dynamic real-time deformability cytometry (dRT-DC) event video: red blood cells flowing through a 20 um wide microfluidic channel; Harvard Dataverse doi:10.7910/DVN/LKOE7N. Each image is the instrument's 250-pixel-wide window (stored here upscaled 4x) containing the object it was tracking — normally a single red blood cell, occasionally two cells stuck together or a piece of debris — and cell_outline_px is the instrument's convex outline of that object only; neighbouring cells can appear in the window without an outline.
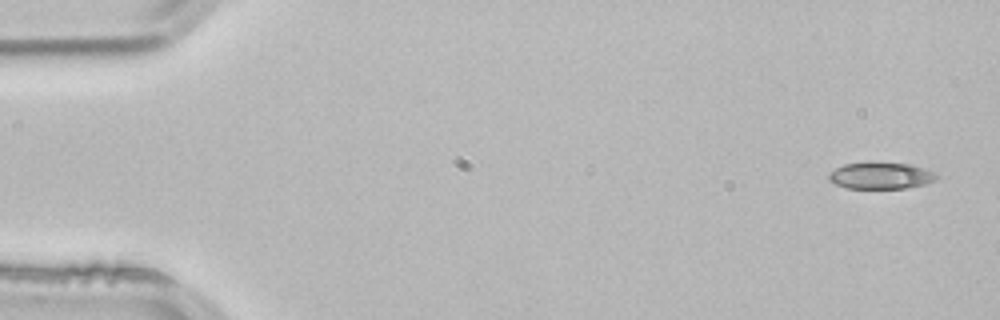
{"species": "common noctule bat (a hibernating species)", "species_latin": "Nyctalus noctula", "temperature_condition": "room temperature", "stored_images_in_passage": 3, "camera_frame_rate_fps": 3000, "um_per_image_px": 0.085, "animal": {"sex": "male", "body_mass_g": 21.5, "forearm_length_mm": 52.0}, "frame": {"image": 1, "passage_image": 1, "time_ms": 0.0, "image_size_px": [1000, 320], "cell_outline_px": [[940, 176], [936, 180], [924, 184], [904, 188], [848, 188], [836, 184], [828, 180], [828, 172], [844, 164], [868, 160], [872, 160], [908, 164], [924, 168]], "centroid_in_image_um": [74.82, 14.89], "position_along_channel_um": 10.2, "area_um2": 17.17}}